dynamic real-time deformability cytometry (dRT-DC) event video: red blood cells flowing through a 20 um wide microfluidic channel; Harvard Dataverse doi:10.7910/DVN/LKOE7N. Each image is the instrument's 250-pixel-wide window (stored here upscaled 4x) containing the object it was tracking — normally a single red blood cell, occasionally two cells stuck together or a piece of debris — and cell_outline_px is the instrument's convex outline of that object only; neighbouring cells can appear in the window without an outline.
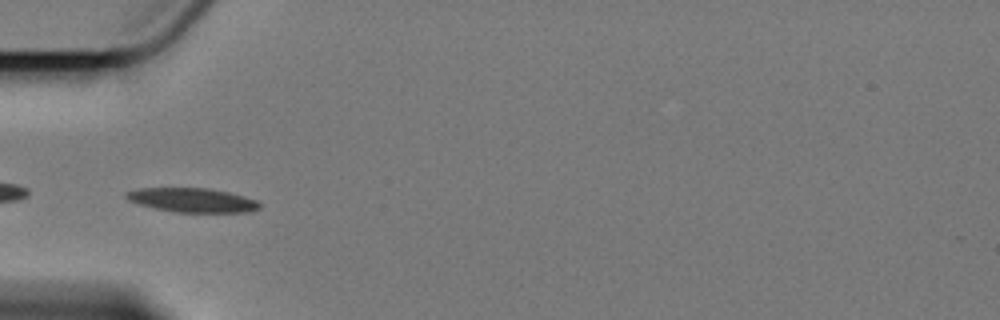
{"species": "Egyptian fruit bat (a non-hibernating species)", "species_latin": "Rousettus aegyptiacus", "temperature_condition": "cold", "stored_images_in_passage": 41, "camera_frame_rate_fps": 3000, "um_per_image_px": 0.085, "animal": {"sex": "female"}, "frame": {"image": 1, "passage_image": 1, "time_ms": 0.0, "image_size_px": [1000, 320], "cell_outline_px": [[264, 204], [260, 208], [248, 212], [176, 212], [156, 208], [140, 204], [128, 200], [124, 196], [124, 192], [140, 188], [208, 188], [228, 192], [244, 196], [256, 200]], "centroid_in_image_um": [16.37, 17.0], "position_along_channel_um": 68.6, "area_um2": 18.79}}
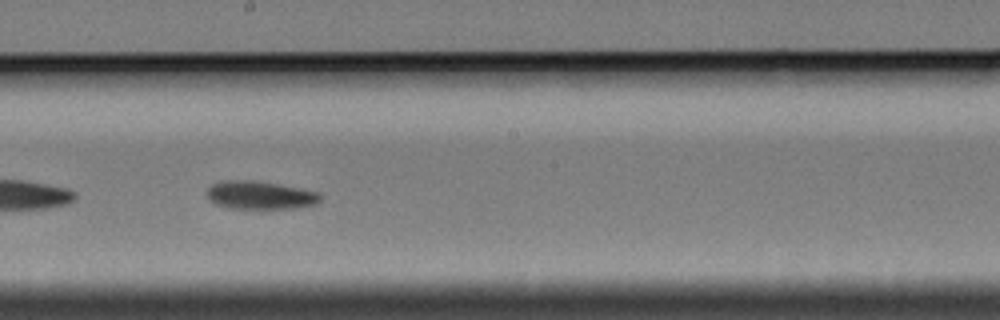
{"frame": {"image": 2, "passage_image": 15, "time_ms": 4.667, "image_size_px": [1000, 320], "cell_outline_px": [[320, 200], [316, 204], [296, 208], [232, 208], [216, 204], [208, 200], [208, 188], [212, 184], [224, 180], [252, 180], [300, 188], [320, 192]], "centroid_in_image_um": [22.11, 16.58], "position_along_channel_um": 226.1, "area_um2": 18.44}}
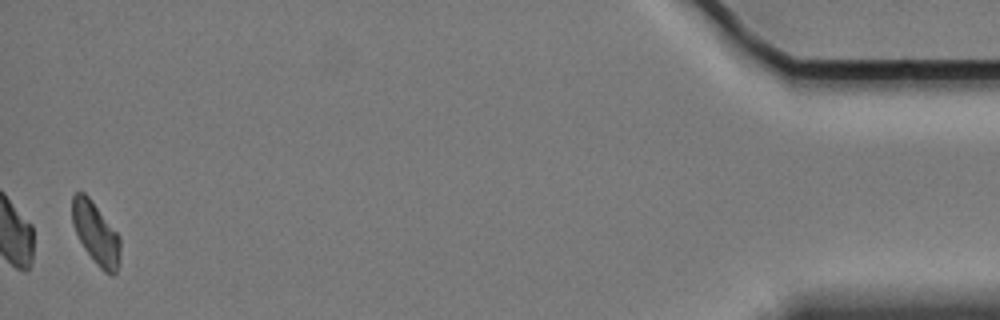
{"frame": {"image": 3, "passage_image": 40, "time_ms": 13.0, "image_size_px": [1000, 320], "cell_outline_px": [[120, 264], [116, 272], [112, 276], [104, 272], [96, 264], [84, 248], [72, 224], [72, 196], [76, 192], [84, 192], [92, 200], [120, 236]], "centroid_in_image_um": [8.16, 19.85], "position_along_channel_um": 427.0, "area_um2": 17.51}, "authors_computed_cell_mechanics": {"area_um2": 18.3226, "velocity_mm_per_s": 3.3825, "shape_relaxation_time_tau1_ms": 3.519, "shape_relaxation_time_tau2_ms": null, "deformation_change_tau1": 0.1018, "deformation_change_tau2": null}}